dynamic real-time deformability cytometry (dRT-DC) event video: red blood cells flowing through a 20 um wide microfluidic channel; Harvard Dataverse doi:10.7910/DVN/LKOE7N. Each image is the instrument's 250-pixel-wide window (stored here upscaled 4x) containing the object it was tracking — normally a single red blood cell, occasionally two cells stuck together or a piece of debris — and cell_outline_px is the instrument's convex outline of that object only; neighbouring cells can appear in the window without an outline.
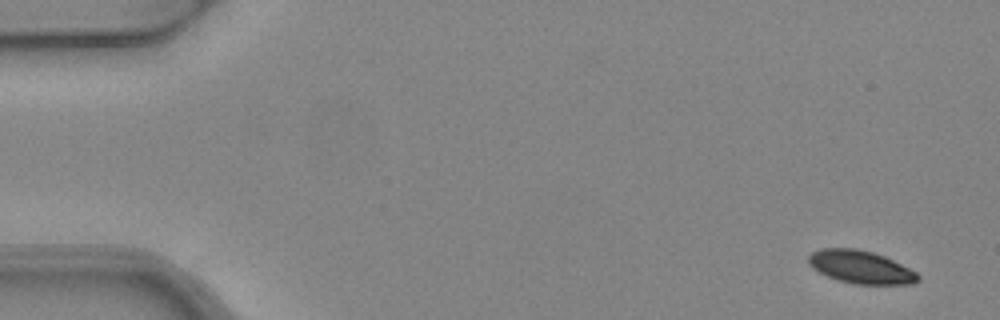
{"species": "common noctule bat (a hibernating species)", "species_latin": "Nyctalus noctula", "temperature_condition": "warm", "stored_images_in_passage": 4, "camera_frame_rate_fps": 3000, "um_per_image_px": 0.085, "animal": {"sex": "female", "body_mass_g": 24.6, "forearm_length_mm": 56.2}, "frame": {"image": 1, "passage_image": 1, "time_ms": 0.0, "image_size_px": [1000, 320], "cell_outline_px": [[920, 280], [912, 284], [852, 284], [836, 280], [812, 268], [808, 264], [808, 256], [812, 252], [820, 248], [856, 248], [872, 252], [884, 256], [916, 272], [920, 276]], "centroid_in_image_um": [73.13, 22.7], "position_along_channel_um": 11.9, "area_um2": 21.04}}
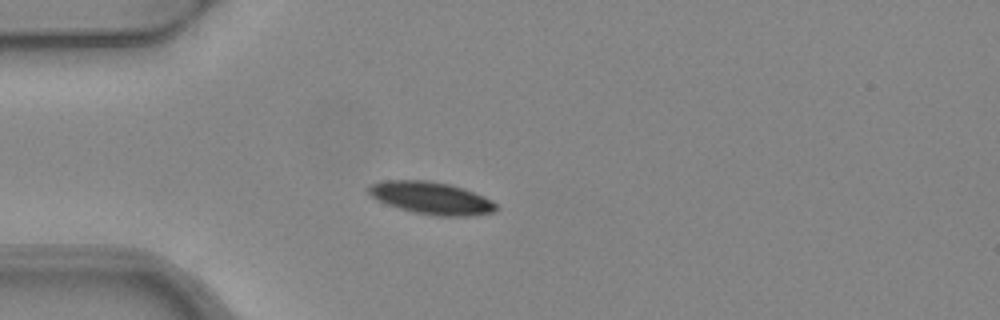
{"frame": {"image": 2, "passage_image": 4, "time_ms": 1.0, "image_size_px": [1000, 320], "cell_outline_px": [[496, 212], [472, 216], [436, 216], [416, 212], [400, 208], [388, 204], [372, 196], [368, 192], [368, 184], [384, 180], [428, 180], [448, 184], [464, 188], [484, 196], [492, 200], [496, 204]], "centroid_in_image_um": [36.69, 16.82], "position_along_channel_um": 48.3, "area_um2": 23.99}}